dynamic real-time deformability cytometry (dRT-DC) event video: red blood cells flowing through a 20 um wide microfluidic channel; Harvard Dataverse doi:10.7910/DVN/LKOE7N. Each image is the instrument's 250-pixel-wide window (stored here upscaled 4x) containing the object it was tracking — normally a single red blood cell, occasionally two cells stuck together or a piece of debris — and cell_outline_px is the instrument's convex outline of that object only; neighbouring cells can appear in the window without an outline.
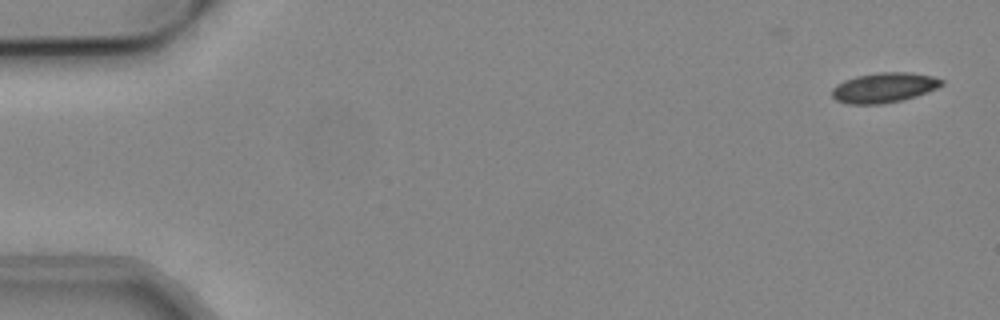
{"species": "common noctule bat (a hibernating species)", "species_latin": "Nyctalus noctula", "temperature_condition": "cold", "stored_images_in_passage": 47, "camera_frame_rate_fps": 3000, "um_per_image_px": 0.085, "animal": {"sex": "male", "body_mass_g": 19.2, "forearm_length_mm": 51.8}, "frame": {"image": 1, "passage_image": 1, "time_ms": 0.0, "image_size_px": [1000, 320], "cell_outline_px": [[944, 84], [936, 88], [916, 96], [904, 100], [884, 104], [848, 104], [836, 100], [832, 96], [832, 88], [836, 84], [844, 80], [856, 76], [880, 72], [912, 72], [932, 76], [944, 80]], "centroid_in_image_um": [75.14, 7.45], "position_along_channel_um": 9.9, "area_um2": 19.31}}
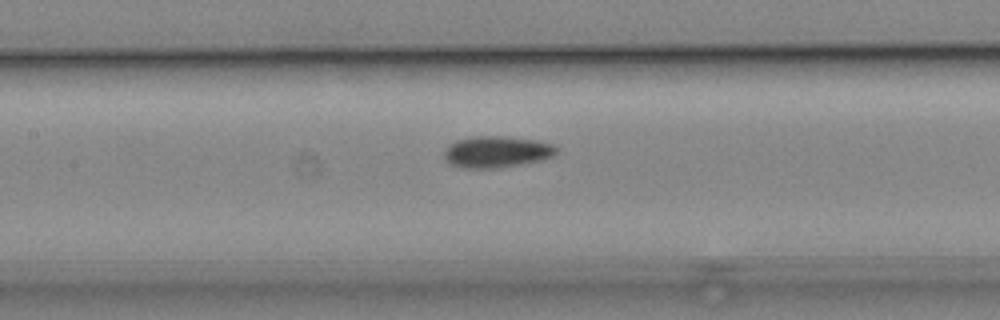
{"frame": {"image": 2, "passage_image": 24, "time_ms": 7.667, "image_size_px": [1000, 320], "cell_outline_px": [[556, 152], [552, 156], [540, 160], [492, 168], [464, 168], [452, 164], [444, 156], [444, 152], [448, 144], [456, 140], [476, 136], [500, 136], [536, 140], [552, 144], [556, 148]], "centroid_in_image_um": [42.18, 12.89], "position_along_channel_um": 165.2, "area_um2": 20.11}}
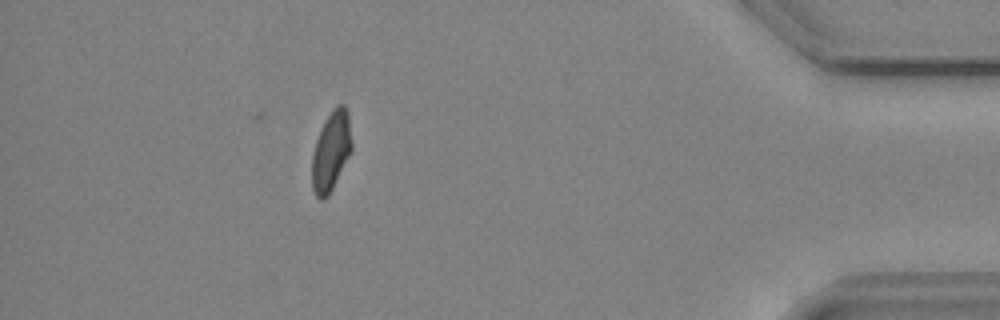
{"frame": {"image": 3, "passage_image": 47, "time_ms": 15.333, "image_size_px": [1000, 320], "cell_outline_px": [[352, 152], [328, 196], [324, 200], [320, 200], [316, 196], [312, 188], [312, 152], [316, 140], [332, 108], [336, 104], [344, 104], [348, 112], [352, 144]], "centroid_in_image_um": [28.15, 12.86], "position_along_channel_um": 407.0, "area_um2": 18.5}, "authors_computed_cell_mechanics": {"area_um2": 19.5364, "velocity_mm_per_s": 3.8347, "shape_relaxation_time_tau1_ms": null, "shape_relaxation_time_tau2_ms": 10.1658, "deformation_change_tau1": null, "deformation_change_tau2": 0.1255}}